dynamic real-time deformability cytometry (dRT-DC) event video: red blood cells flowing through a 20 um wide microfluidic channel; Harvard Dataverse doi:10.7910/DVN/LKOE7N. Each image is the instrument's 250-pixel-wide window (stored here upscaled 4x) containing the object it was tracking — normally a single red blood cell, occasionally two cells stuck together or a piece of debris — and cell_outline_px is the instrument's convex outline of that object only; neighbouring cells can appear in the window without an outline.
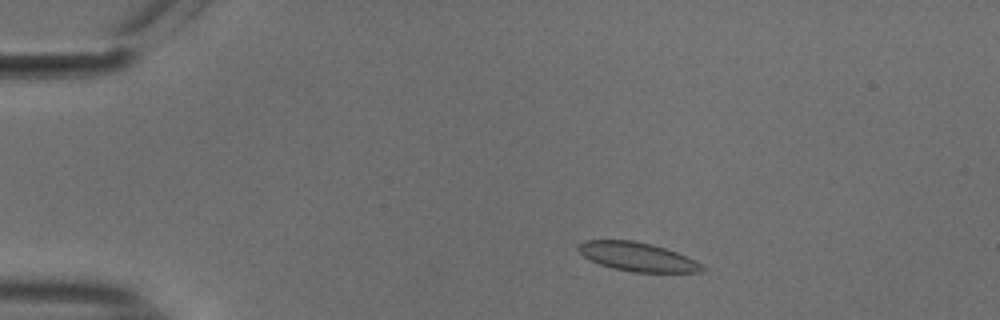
{"species": "common noctule bat (a hibernating species)", "species_latin": "Nyctalus noctula", "temperature_condition": "cold", "stored_images_in_passage": 51, "camera_frame_rate_fps": 3000, "um_per_image_px": 0.085, "animal": {"sex": "male", "body_mass_g": 18.8}, "frame": {"image": 1, "passage_image": 7, "time_ms": 2.0, "image_size_px": [1000, 320], "cell_outline_px": [[708, 268], [700, 272], [632, 272], [612, 268], [600, 264], [584, 256], [576, 248], [584, 240], [632, 240], [652, 244], [676, 252], [696, 260]], "centroid_in_image_um": [54.21, 21.83], "position_along_channel_um": 30.8, "area_um2": 20.75}}
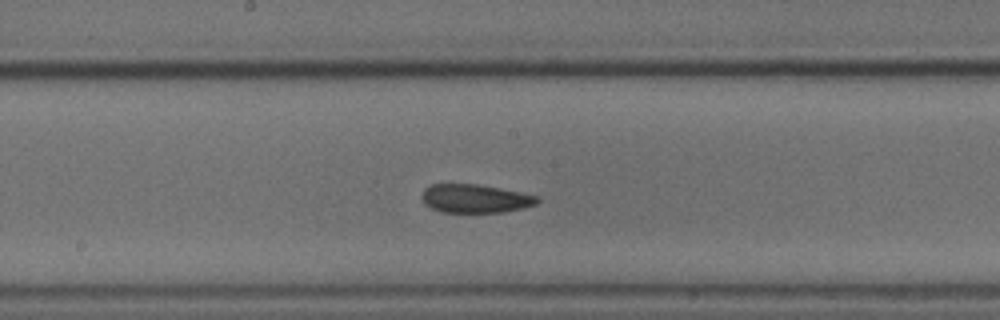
{"frame": {"image": 2, "passage_image": 26, "time_ms": 8.333, "image_size_px": [1000, 320], "cell_outline_px": [[540, 200], [536, 204], [524, 208], [504, 212], [440, 212], [424, 204], [420, 196], [424, 188], [432, 184], [476, 184], [500, 188], [540, 196]], "centroid_in_image_um": [40.38, 16.88], "position_along_channel_um": 207.8, "area_um2": 19.36}}
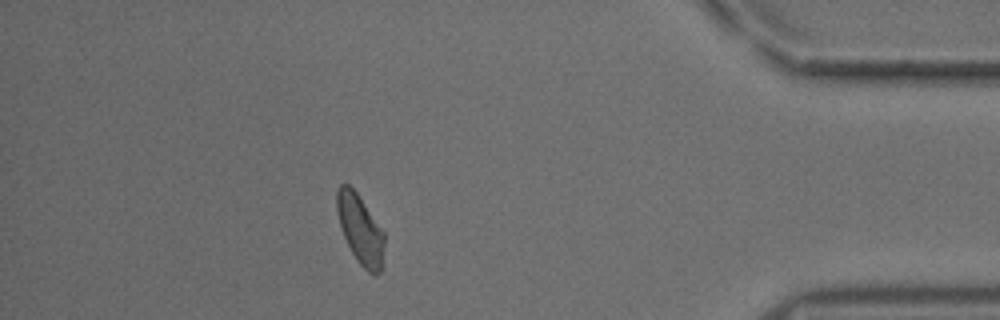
{"frame": {"image": 3, "passage_image": 45, "time_ms": 14.667, "image_size_px": [1000, 320], "cell_outline_px": [[384, 244], [380, 272], [376, 276], [372, 276], [356, 260], [344, 236], [340, 224], [336, 208], [336, 188], [340, 184], [348, 184], [356, 192], [384, 232]], "centroid_in_image_um": [30.61, 19.5], "position_along_channel_um": 404.6, "area_um2": 18.96}, "authors_computed_cell_mechanics": {"area_um2": 19.8832, "velocity_mm_per_s": 3.7312, "shape_relaxation_time_tau1_ms": 9.822, "shape_relaxation_time_tau2_ms": 2.2524, "deformation_change_tau1": 0.1317, "deformation_change_tau2": 0.0568}}